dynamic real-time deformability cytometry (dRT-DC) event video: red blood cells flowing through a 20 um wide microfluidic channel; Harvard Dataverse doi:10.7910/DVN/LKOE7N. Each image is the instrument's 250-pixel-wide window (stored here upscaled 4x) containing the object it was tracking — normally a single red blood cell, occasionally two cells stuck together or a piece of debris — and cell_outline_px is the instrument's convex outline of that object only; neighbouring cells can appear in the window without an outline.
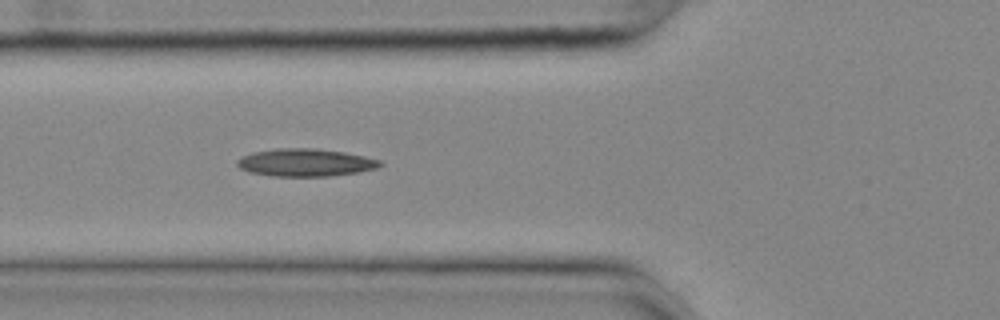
{"species": "common noctule bat (a hibernating species)", "species_latin": "Nyctalus noctula", "temperature_condition": "cold", "stored_images_in_passage": 37, "camera_frame_rate_fps": 3000, "um_per_image_px": 0.085, "animal": {"sex": "female", "body_mass_g": 25.1}, "frame": {"image": 1, "passage_image": 2, "time_ms": 0.333, "image_size_px": [1000, 320], "cell_outline_px": [[384, 164], [376, 168], [356, 172], [328, 176], [272, 176], [248, 172], [240, 168], [236, 164], [236, 160], [252, 152], [276, 148], [316, 148], [344, 152], [364, 156], [380, 160]], "centroid_in_image_um": [25.93, 13.81], "position_along_channel_um": 99.9, "area_um2": 23.0}}
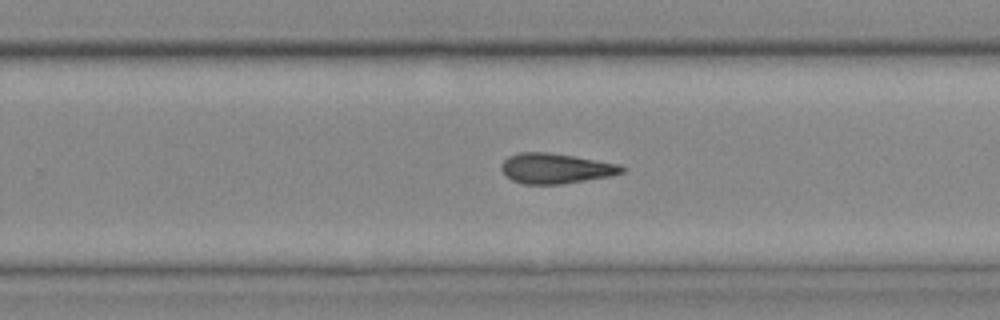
{"frame": {"image": 2, "passage_image": 17, "time_ms": 5.333, "image_size_px": [1000, 320], "cell_outline_px": [[624, 172], [612, 176], [564, 184], [524, 184], [512, 180], [504, 176], [500, 168], [500, 164], [508, 156], [520, 152], [548, 152], [620, 164], [624, 168]], "centroid_in_image_um": [47.2, 14.32], "position_along_channel_um": 282.6, "area_um2": 21.39}}
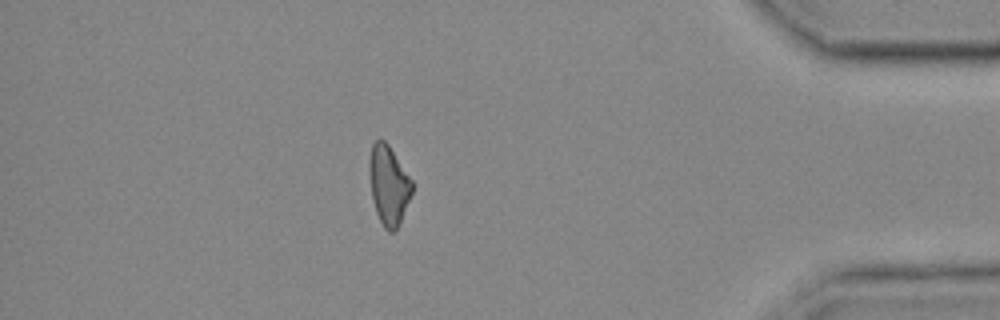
{"frame": {"image": 3, "passage_image": 30, "time_ms": 9.667, "image_size_px": [1000, 320], "cell_outline_px": [[412, 192], [400, 220], [396, 228], [392, 232], [388, 232], [384, 228], [376, 212], [372, 200], [368, 172], [368, 164], [372, 144], [380, 136], [388, 144], [412, 180]], "centroid_in_image_um": [32.99, 15.69], "position_along_channel_um": 402.2, "area_um2": 19.65}}